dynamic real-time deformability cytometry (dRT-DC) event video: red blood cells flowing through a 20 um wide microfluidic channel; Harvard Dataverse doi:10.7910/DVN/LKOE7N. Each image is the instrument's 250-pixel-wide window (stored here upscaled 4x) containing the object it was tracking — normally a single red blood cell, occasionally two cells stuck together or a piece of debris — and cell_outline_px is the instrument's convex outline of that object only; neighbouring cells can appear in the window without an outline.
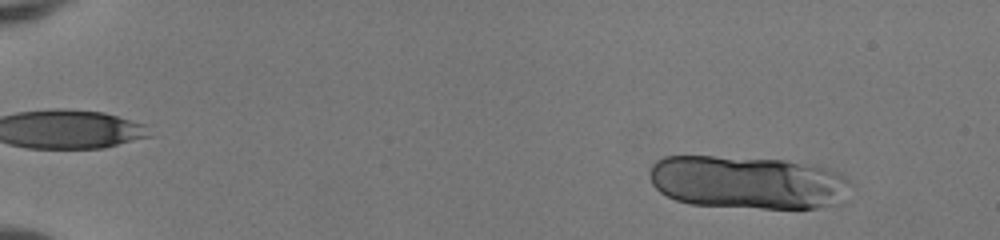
{"species": "human", "species_latin": "Homo sapiens", "temperature_condition": "room temperature", "stored_images_in_passage": 18, "camera_frame_rate_fps": 3000, "um_per_image_px": 0.085, "donor": {"sex": "female"}, "frame": {"image": 1, "passage_image": 5, "time_ms": 1.333, "image_size_px": [1000, 240], "cell_outline_px": [[852, 184], [848, 204], [816, 208], [760, 208], [692, 204], [676, 200], [660, 192], [652, 184], [648, 176], [648, 172], [652, 164], [656, 160], [664, 156], [712, 156], [784, 160], [824, 168], [836, 172], [844, 176]], "centroid_in_image_um": [63.61, 15.52], "position_along_channel_um": 21.4, "area_um2": 63.12}}